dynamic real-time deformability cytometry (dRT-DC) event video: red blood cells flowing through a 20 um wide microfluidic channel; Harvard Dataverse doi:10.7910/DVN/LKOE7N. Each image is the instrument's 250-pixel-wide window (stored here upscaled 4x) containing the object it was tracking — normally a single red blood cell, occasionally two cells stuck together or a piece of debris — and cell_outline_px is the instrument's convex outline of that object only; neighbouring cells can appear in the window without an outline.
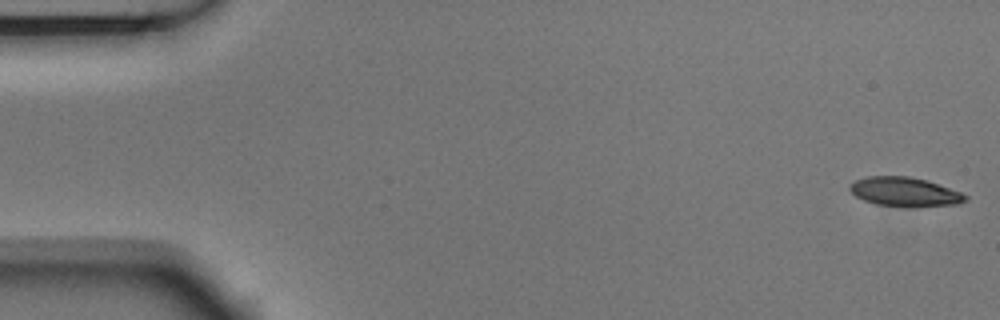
{"species": "Egyptian fruit bat (a non-hibernating species)", "species_latin": "Rousettus aegyptiacus", "temperature_condition": "room temperature", "stored_images_in_passage": 4, "camera_frame_rate_fps": 3000, "um_per_image_px": 0.085, "animal": {"sex": "male"}, "frame": {"image": 1, "passage_image": 1, "time_ms": 0.0, "image_size_px": [1000, 320], "cell_outline_px": [[968, 200], [956, 204], [916, 208], [876, 204], [864, 200], [856, 196], [848, 188], [848, 184], [856, 180], [868, 176], [908, 176], [928, 180], [960, 192], [968, 196]], "centroid_in_image_um": [76.91, 16.31], "position_along_channel_um": 8.1, "area_um2": 19.88}}
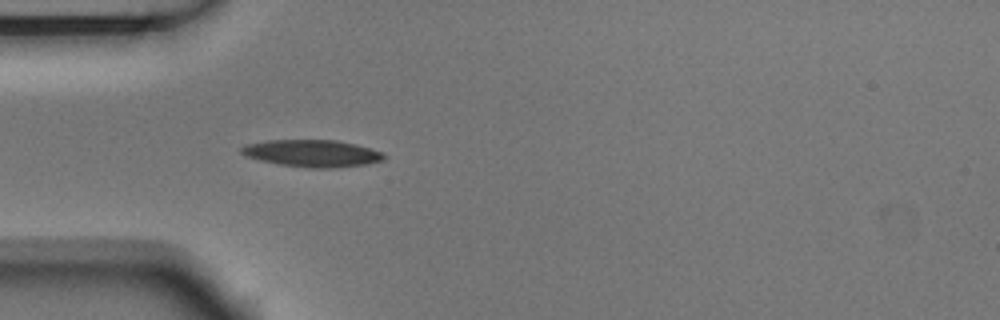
{"frame": {"image": 2, "passage_image": 4, "time_ms": 1.0, "image_size_px": [1000, 320], "cell_outline_px": [[388, 156], [384, 160], [368, 164], [332, 168], [308, 168], [280, 164], [260, 160], [248, 156], [240, 152], [240, 148], [244, 144], [268, 140], [336, 140], [356, 144], [384, 152]], "centroid_in_image_um": [26.59, 13.03], "position_along_channel_um": 58.4, "area_um2": 22.66}}